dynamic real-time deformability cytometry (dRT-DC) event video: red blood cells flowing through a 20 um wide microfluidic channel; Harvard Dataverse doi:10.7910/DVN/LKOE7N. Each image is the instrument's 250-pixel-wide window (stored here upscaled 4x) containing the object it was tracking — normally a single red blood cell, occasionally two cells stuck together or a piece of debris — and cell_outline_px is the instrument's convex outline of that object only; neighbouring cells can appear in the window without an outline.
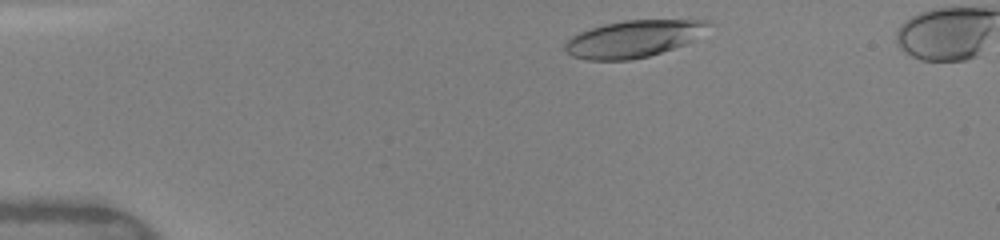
{"species": "human", "species_latin": "Homo sapiens", "temperature_condition": "warm", "stored_images_in_passage": 44, "camera_frame_rate_fps": 3000, "um_per_image_px": 0.085, "donor": {"sex": "female"}, "frame": {"image": 1, "passage_image": 3, "time_ms": 0.667, "image_size_px": [1000, 240], "cell_outline_px": [[712, 24], [692, 40], [684, 44], [648, 56], [628, 60], [588, 60], [572, 56], [564, 48], [564, 44], [572, 36], [580, 32], [604, 24], [624, 20], [708, 20]], "centroid_in_image_um": [53.81, 3.29], "position_along_channel_um": 31.2, "area_um2": 30.4}}
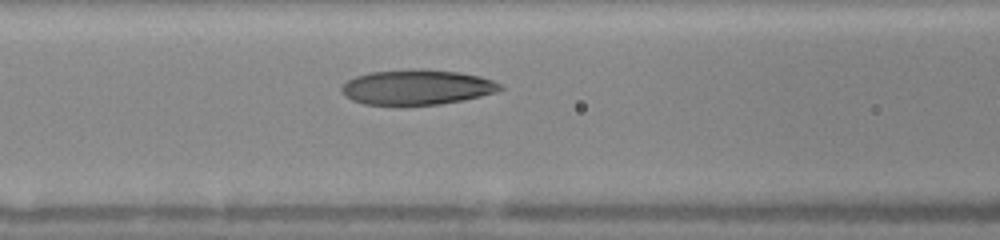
{"frame": {"image": 2, "passage_image": 15, "time_ms": 4.667, "image_size_px": [1000, 240], "cell_outline_px": [[504, 88], [496, 92], [464, 100], [440, 104], [364, 104], [352, 100], [340, 88], [348, 80], [356, 76], [368, 72], [412, 68], [420, 68], [460, 72], [480, 76], [492, 80], [500, 84]], "centroid_in_image_um": [35.47, 7.39], "position_along_channel_um": 131.1, "area_um2": 32.31}}
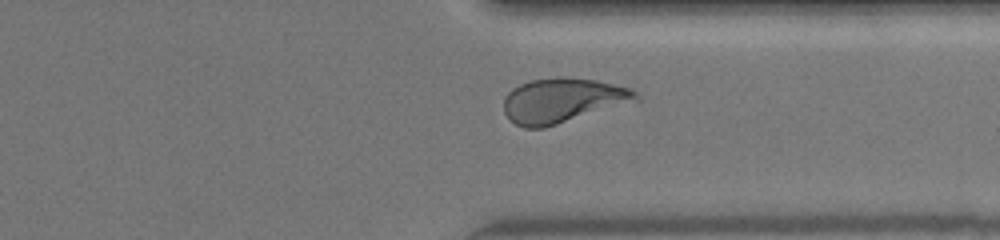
{"frame": {"image": 3, "passage_image": 32, "time_ms": 10.333, "image_size_px": [1000, 240], "cell_outline_px": [[640, 100], [544, 128], [524, 128], [516, 124], [504, 112], [504, 96], [512, 88], [520, 84], [532, 80], [560, 76], [564, 76], [596, 80], [632, 88], [640, 96]], "centroid_in_image_um": [47.83, 8.52], "position_along_channel_um": 363.6, "area_um2": 34.51}, "authors_computed_cell_mechanics": {"area_um2": 33.0327, "velocity_mm_per_s": 4.1008, "shape_relaxation_time_tau1_ms": 4.8826, "shape_relaxation_time_tau2_ms": 0.9761, "deformation_change_tau1": 0.1935, "deformation_change_tau2": 0.082}}